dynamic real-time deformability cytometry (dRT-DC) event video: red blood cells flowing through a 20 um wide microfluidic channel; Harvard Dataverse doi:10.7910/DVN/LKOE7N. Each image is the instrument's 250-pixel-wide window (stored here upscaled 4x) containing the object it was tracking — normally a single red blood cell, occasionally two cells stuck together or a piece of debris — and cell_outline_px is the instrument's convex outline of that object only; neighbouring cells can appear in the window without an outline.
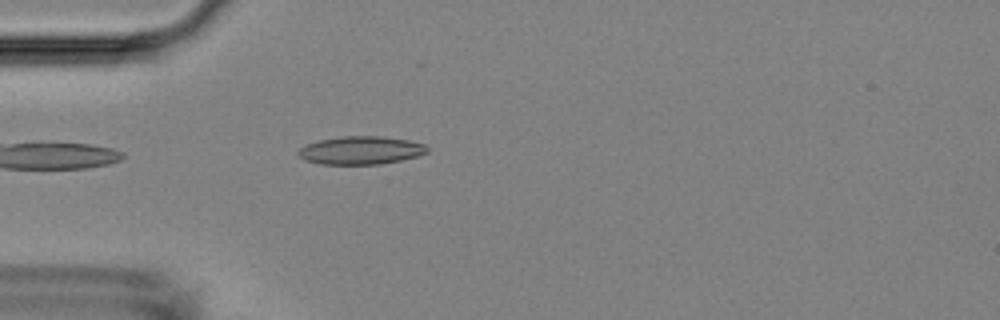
{"species": "Egyptian fruit bat (a non-hibernating species)", "species_latin": "Rousettus aegyptiacus", "temperature_condition": "room temperature", "stored_images_in_passage": 4, "camera_frame_rate_fps": 3000, "um_per_image_px": 0.085, "animal": {"sex": "female"}, "frame": {"image": 1, "passage_image": 4, "time_ms": 5.0, "image_size_px": [1000, 320], "cell_outline_px": [[428, 152], [416, 156], [400, 160], [380, 164], [320, 164], [304, 160], [296, 152], [300, 148], [308, 144], [320, 140], [340, 136], [384, 136], [408, 140], [424, 144], [428, 148]], "centroid_in_image_um": [30.66, 12.77], "position_along_channel_um": 54.3, "area_um2": 21.04}}